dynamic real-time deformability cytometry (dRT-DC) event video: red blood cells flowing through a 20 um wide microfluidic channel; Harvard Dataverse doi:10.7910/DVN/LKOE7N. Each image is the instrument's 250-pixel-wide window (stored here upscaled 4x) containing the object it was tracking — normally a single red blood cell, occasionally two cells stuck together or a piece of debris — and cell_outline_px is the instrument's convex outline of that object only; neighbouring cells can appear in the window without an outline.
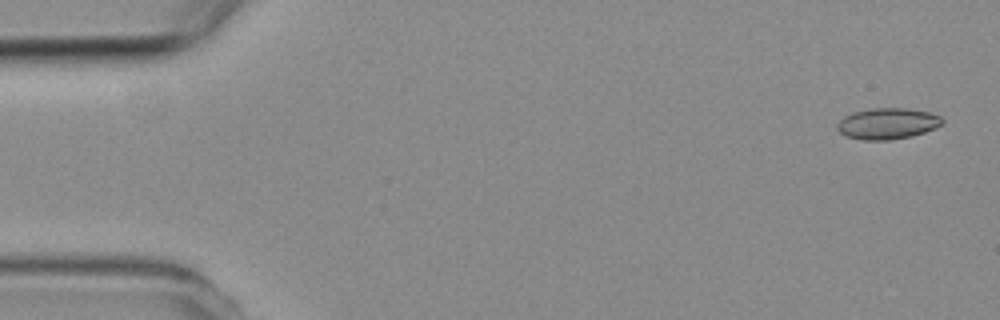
{"species": "common noctule bat (a hibernating species)", "species_latin": "Nyctalus noctula", "temperature_condition": "room temperature", "stored_images_in_passage": 6, "camera_frame_rate_fps": 3000, "um_per_image_px": 0.085, "animal": {"sex": "female", "body_mass_g": 19.3, "forearm_length_mm": 54.1}, "frame": {"image": 1, "passage_image": 1, "time_ms": 0.0, "image_size_px": [1000, 320], "cell_outline_px": [[944, 120], [940, 124], [924, 132], [912, 136], [892, 140], [864, 140], [844, 136], [836, 128], [836, 124], [844, 116], [856, 112], [872, 108], [908, 108], [928, 112], [940, 116]], "centroid_in_image_um": [75.4, 10.51], "position_along_channel_um": 9.6, "area_um2": 18.96}}
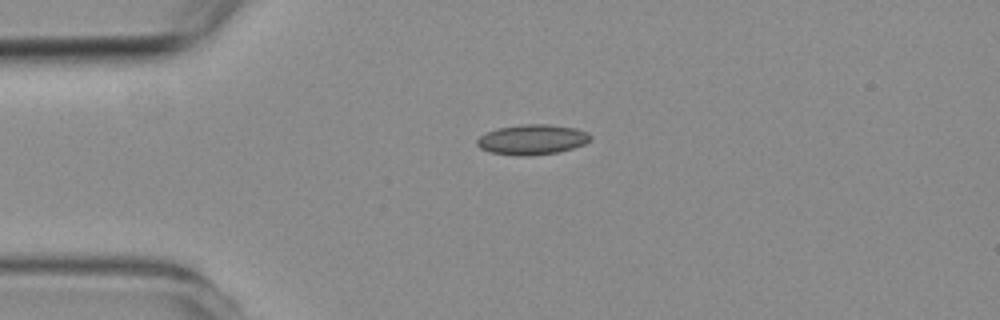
{"frame": {"image": 2, "passage_image": 4, "time_ms": 3.333, "image_size_px": [1000, 320], "cell_outline_px": [[592, 140], [584, 144], [572, 148], [556, 152], [532, 156], [516, 156], [488, 152], [480, 148], [476, 144], [476, 140], [480, 136], [488, 132], [500, 128], [524, 124], [548, 124], [576, 128], [588, 132], [592, 136]], "centroid_in_image_um": [45.25, 11.87], "position_along_channel_um": 39.7, "area_um2": 20.0}}
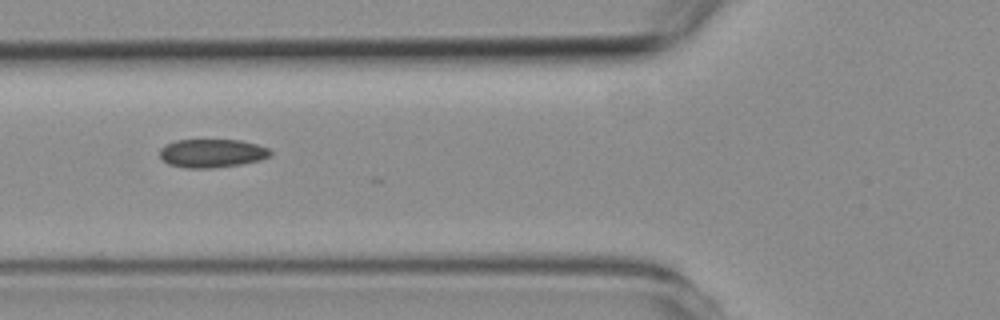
{"frame": {"image": 3, "passage_image": 6, "time_ms": 5.667, "image_size_px": [1000, 320], "cell_outline_px": [[272, 156], [260, 160], [240, 164], [216, 168], [184, 168], [168, 164], [160, 156], [160, 148], [164, 144], [176, 140], [240, 140], [256, 144], [268, 148], [272, 152]], "centroid_in_image_um": [18.01, 13.03], "position_along_channel_um": 107.8, "area_um2": 18.5}}